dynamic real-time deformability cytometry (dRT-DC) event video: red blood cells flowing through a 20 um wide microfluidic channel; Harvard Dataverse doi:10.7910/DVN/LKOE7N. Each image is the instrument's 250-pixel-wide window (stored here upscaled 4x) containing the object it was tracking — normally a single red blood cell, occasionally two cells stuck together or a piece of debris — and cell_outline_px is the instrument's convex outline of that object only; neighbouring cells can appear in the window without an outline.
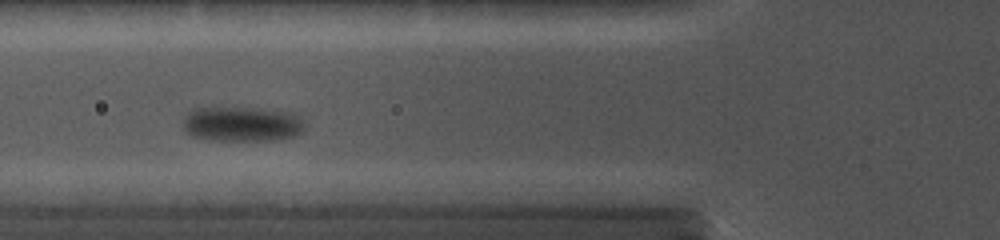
{"species": "common noctule bat (a hibernating species)", "species_latin": "Nyctalus noctula", "temperature_condition": "cold", "stored_images_in_passage": 26, "camera_frame_rate_fps": 5000, "um_per_image_px": 0.085, "animal": {"sex": "female", "body_mass_g": 19.0, "forearm_length_mm": 56.7}, "frame": {"image": 1, "passage_image": 3, "time_ms": 0.8, "image_size_px": [1000, 240], "cell_outline_px": [[304, 128], [300, 132], [292, 136], [276, 140], [212, 140], [192, 136], [184, 128], [184, 116], [192, 108], [260, 108], [292, 112], [304, 124]], "centroid_in_image_um": [20.54, 10.53], "position_along_channel_um": 105.3, "area_um2": 24.57}}
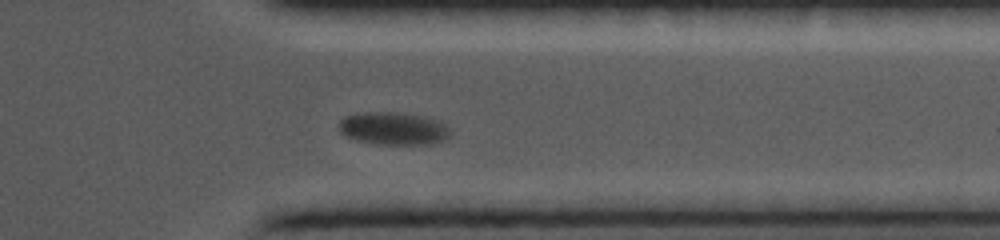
{"frame": {"image": 2, "passage_image": 20, "time_ms": 8.0, "image_size_px": [1000, 240], "cell_outline_px": [[452, 136], [444, 140], [432, 144], [380, 144], [356, 140], [340, 132], [340, 120], [344, 116], [356, 112], [392, 112], [420, 116], [440, 120], [452, 132]], "centroid_in_image_um": [33.46, 10.92], "position_along_channel_um": 377.9, "area_um2": 21.27}}
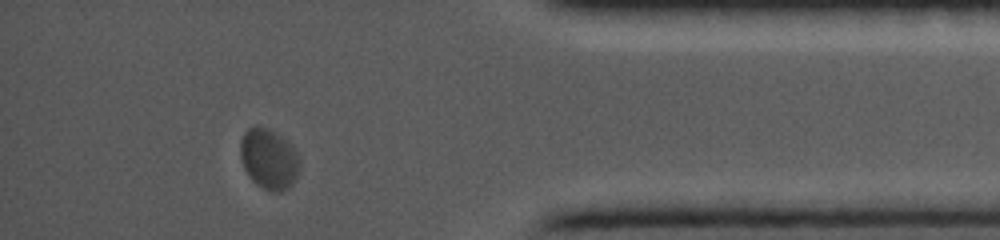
{"frame": {"image": 3, "passage_image": 23, "time_ms": 9.4, "image_size_px": [1000, 240], "cell_outline_px": [[300, 168], [292, 184], [288, 188], [280, 192], [272, 192], [256, 184], [248, 176], [244, 168], [240, 156], [240, 140], [244, 132], [248, 128], [268, 128], [276, 132], [288, 140], [300, 156]], "centroid_in_image_um": [22.87, 13.52], "position_along_channel_um": 412.3, "area_um2": 21.1}}